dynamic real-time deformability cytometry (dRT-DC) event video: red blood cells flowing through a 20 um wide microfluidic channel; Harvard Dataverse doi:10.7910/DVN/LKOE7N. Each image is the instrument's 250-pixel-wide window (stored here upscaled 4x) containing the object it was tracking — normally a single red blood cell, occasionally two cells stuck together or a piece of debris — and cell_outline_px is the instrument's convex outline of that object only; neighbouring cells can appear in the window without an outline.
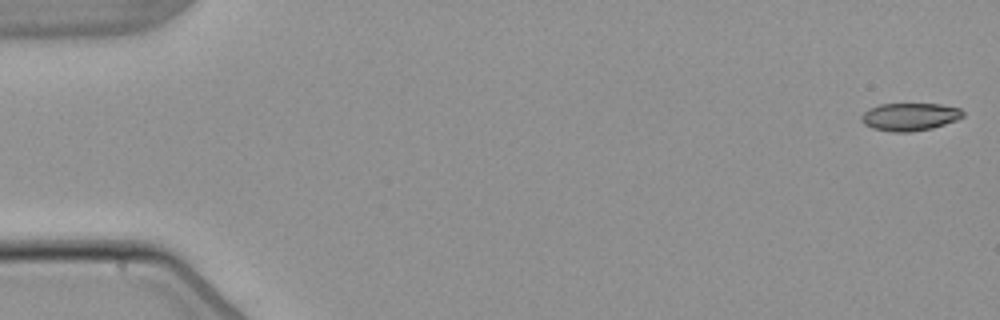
{"species": "common noctule bat (a hibernating species)", "species_latin": "Nyctalus noctula", "temperature_condition": "warm", "stored_images_in_passage": 5, "camera_frame_rate_fps": 3000, "um_per_image_px": 0.085, "animal": {"sex": "male", "body_mass_g": 21.5, "forearm_length_mm": 52.0}, "frame": {"image": 1, "passage_image": 1, "time_ms": 0.0, "image_size_px": [1000, 320], "cell_outline_px": [[964, 116], [956, 120], [932, 128], [912, 132], [892, 132], [872, 128], [864, 124], [860, 120], [860, 116], [868, 108], [880, 104], [940, 104], [960, 108], [964, 112]], "centroid_in_image_um": [77.31, 9.92], "position_along_channel_um": 7.7, "area_um2": 16.53}}